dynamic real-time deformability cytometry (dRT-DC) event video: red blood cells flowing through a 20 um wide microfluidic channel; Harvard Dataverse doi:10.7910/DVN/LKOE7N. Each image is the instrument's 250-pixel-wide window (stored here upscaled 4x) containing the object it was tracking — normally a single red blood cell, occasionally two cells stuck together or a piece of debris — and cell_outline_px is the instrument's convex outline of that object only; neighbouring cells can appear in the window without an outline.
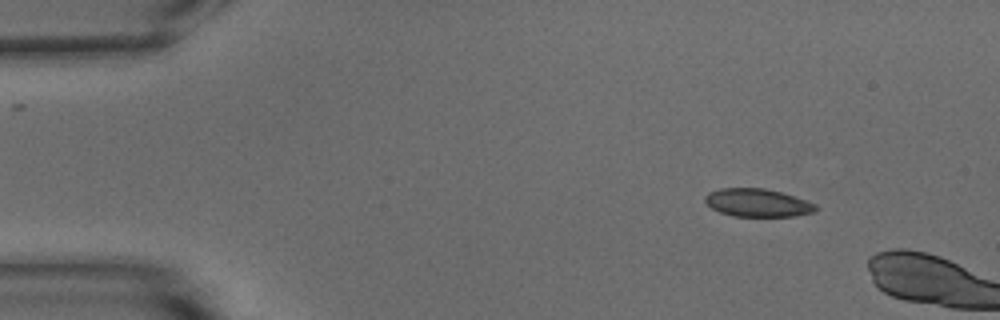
{"species": "common noctule bat (a hibernating species)", "species_latin": "Nyctalus noctula", "temperature_condition": "warm", "stored_images_in_passage": 4, "camera_frame_rate_fps": 3000, "um_per_image_px": 0.085, "animal": {"sex": "male", "body_mass_g": 15.6}, "frame": {"image": 1, "passage_image": 1, "time_ms": 0.0, "image_size_px": [1000, 320], "cell_outline_px": [[820, 208], [812, 212], [792, 216], [732, 216], [720, 212], [712, 208], [704, 200], [704, 196], [708, 192], [720, 188], [764, 188], [780, 192], [816, 204]], "centroid_in_image_um": [64.35, 17.23], "position_along_channel_um": 20.6, "area_um2": 17.92}}